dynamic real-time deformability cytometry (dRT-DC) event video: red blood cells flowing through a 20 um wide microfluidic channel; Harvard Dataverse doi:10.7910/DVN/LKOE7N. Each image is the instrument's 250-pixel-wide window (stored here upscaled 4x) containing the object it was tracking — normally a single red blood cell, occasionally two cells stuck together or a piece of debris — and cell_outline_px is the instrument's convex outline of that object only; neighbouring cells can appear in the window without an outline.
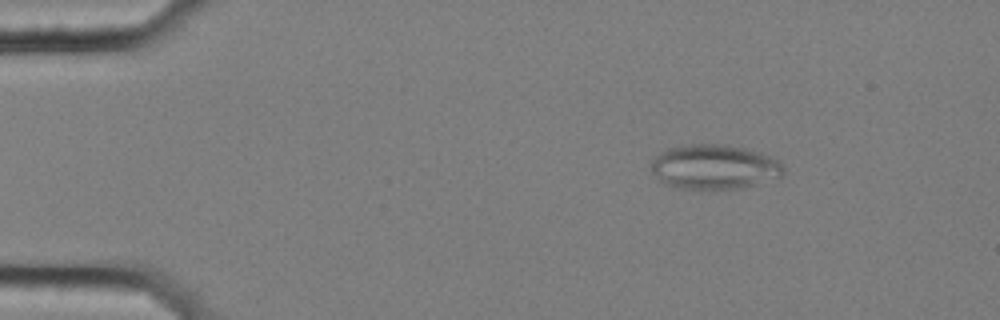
{"species": "common noctule bat (a hibernating species)", "species_latin": "Nyctalus noctula", "temperature_condition": "cold", "stored_images_in_passage": 58, "camera_frame_rate_fps": 3000, "um_per_image_px": 0.085, "animal": {"sex": "female", "body_mass_g": 25.1}, "frame": {"image": 1, "passage_image": 9, "time_ms": 2.667, "image_size_px": [1000, 320], "cell_outline_px": [[784, 172], [780, 176], [756, 184], [740, 188], [708, 192], [680, 188], [664, 184], [652, 172], [652, 160], [660, 152], [668, 148], [684, 144], [720, 144], [744, 148], [760, 152], [772, 156], [784, 168]], "centroid_in_image_um": [60.68, 14.21], "position_along_channel_um": 24.3, "area_um2": 34.97}}
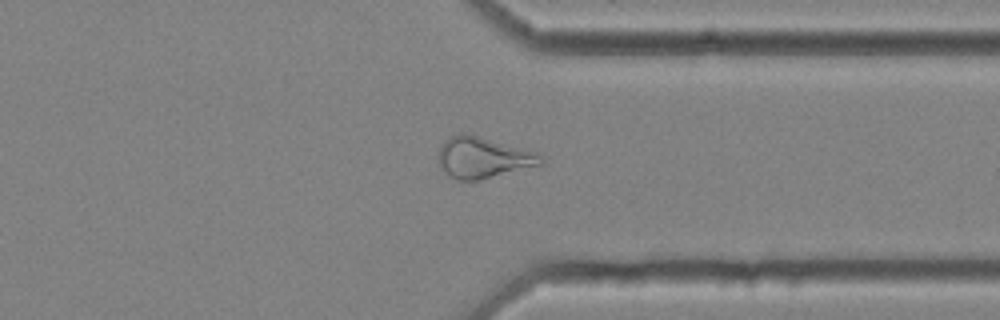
{"frame": {"image": 2, "passage_image": 45, "time_ms": 14.667, "image_size_px": [1000, 320], "cell_outline_px": [[544, 164], [476, 180], [456, 180], [440, 168], [436, 156], [444, 140], [460, 132], [464, 132], [540, 152], [544, 156]], "centroid_in_image_um": [41.07, 13.37], "position_along_channel_um": 370.3, "area_um2": 24.8}}
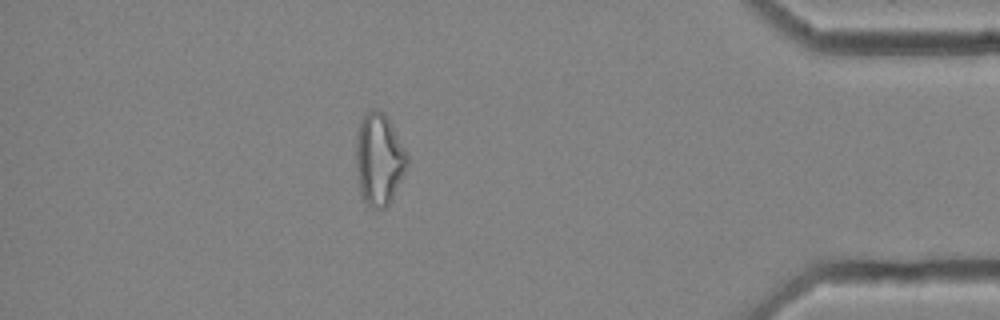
{"frame": {"image": 3, "passage_image": 51, "time_ms": 16.667, "image_size_px": [1000, 320], "cell_outline_px": [[408, 164], [388, 204], [384, 208], [372, 208], [364, 200], [360, 192], [356, 164], [356, 136], [360, 120], [364, 112], [372, 108], [376, 108], [384, 112], [388, 116], [408, 152]], "centroid_in_image_um": [32.22, 13.44], "position_along_channel_um": 403.0, "area_um2": 27.63}, "authors_computed_cell_mechanics": {"area_um2": 26.9637, "velocity_mm_per_s": 3.5403, "shape_relaxation_time_tau1_ms": null, "shape_relaxation_time_tau2_ms": 4.0084, "deformation_change_tau1": null, "deformation_change_tau2": 0.1353}}